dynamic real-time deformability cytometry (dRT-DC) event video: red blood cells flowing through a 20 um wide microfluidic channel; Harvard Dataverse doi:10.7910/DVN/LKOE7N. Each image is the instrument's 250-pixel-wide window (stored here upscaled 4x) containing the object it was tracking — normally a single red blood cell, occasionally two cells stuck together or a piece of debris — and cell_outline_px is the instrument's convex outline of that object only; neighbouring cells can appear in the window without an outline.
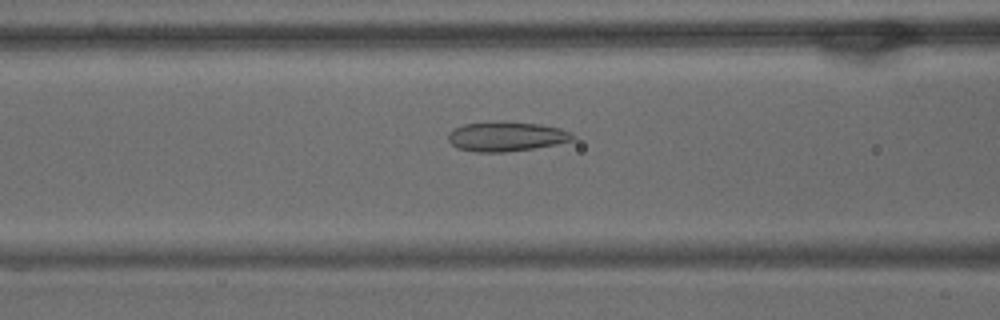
{"species": "common noctule bat (a hibernating species)", "species_latin": "Nyctalus noctula", "temperature_condition": "warm", "stored_images_in_passage": 58, "camera_frame_rate_fps": 3000, "um_per_image_px": 0.085, "animal": {"sex": "male", "body_mass_g": 15.6}, "frame": {"image": 1, "passage_image": 23, "time_ms": 7.333, "image_size_px": [1000, 320], "cell_outline_px": [[576, 140], [556, 144], [532, 148], [504, 152], [476, 152], [456, 148], [448, 140], [448, 132], [464, 124], [540, 124], [560, 128], [572, 132], [576, 136]], "centroid_in_image_um": [43.08, 11.65], "position_along_channel_um": 123.5, "area_um2": 20.69}}
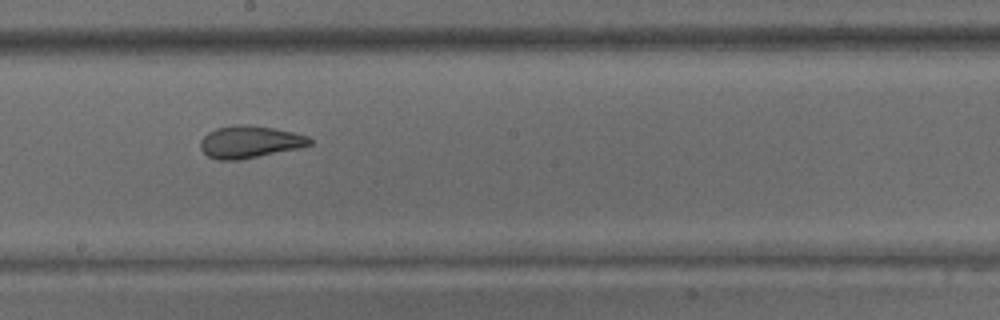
{"frame": {"image": 2, "passage_image": 32, "time_ms": 10.333, "image_size_px": [1000, 320], "cell_outline_px": [[312, 144], [300, 148], [236, 160], [216, 160], [208, 156], [200, 148], [200, 140], [208, 132], [216, 128], [236, 124], [248, 124], [272, 128], [292, 132], [308, 136], [312, 140]], "centroid_in_image_um": [21.21, 12.05], "position_along_channel_um": 227.0, "area_um2": 20.46}}
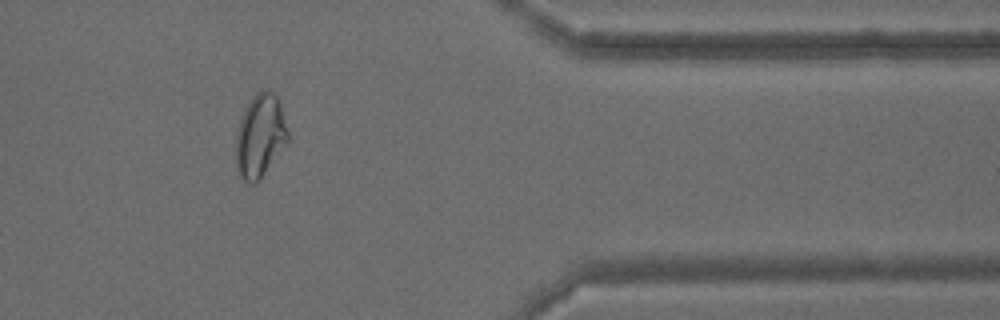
{"frame": {"image": 3, "passage_image": 48, "time_ms": 15.667, "image_size_px": [1000, 320], "cell_outline_px": [[288, 140], [260, 180], [256, 184], [248, 184], [244, 180], [236, 168], [236, 132], [244, 108], [252, 96], [256, 92], [264, 88], [268, 88], [276, 96], [280, 104], [288, 132]], "centroid_in_image_um": [22.08, 11.54], "position_along_channel_um": 389.3, "area_um2": 25.26}, "authors_computed_cell_mechanics": {"area_um2": 24.0737, "velocity_mm_per_s": 3.4434, "shape_relaxation_time_tau1_ms": null, "shape_relaxation_time_tau2_ms": 1.5348, "deformation_change_tau1": null, "deformation_change_tau2": 0.0777}}